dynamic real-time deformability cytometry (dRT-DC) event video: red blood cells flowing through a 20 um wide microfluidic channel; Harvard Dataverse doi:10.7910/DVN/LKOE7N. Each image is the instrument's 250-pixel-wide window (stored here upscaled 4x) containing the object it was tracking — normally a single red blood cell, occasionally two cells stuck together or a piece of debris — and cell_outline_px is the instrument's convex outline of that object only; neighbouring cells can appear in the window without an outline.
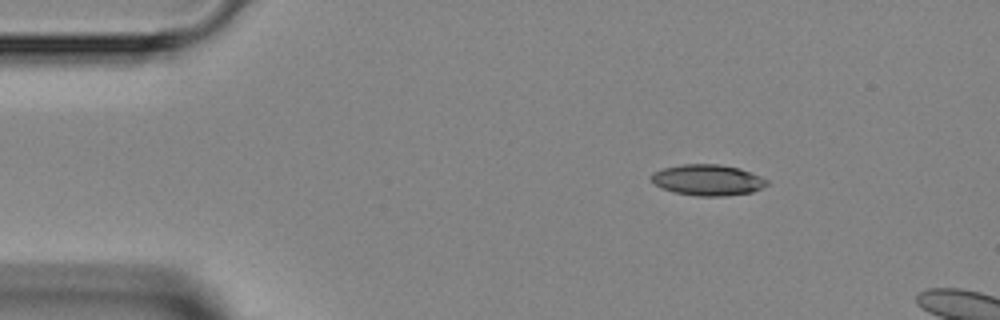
{"species": "Egyptian fruit bat (a non-hibernating species)", "species_latin": "Rousettus aegyptiacus", "temperature_condition": "room temperature", "stored_images_in_passage": 3, "camera_frame_rate_fps": 3000, "um_per_image_px": 0.085, "animal": {"sex": "female"}, "frame": {"image": 1, "passage_image": 3, "time_ms": 3.333, "image_size_px": [1000, 320], "cell_outline_px": [[768, 184], [752, 192], [724, 196], [696, 196], [676, 192], [660, 188], [652, 180], [652, 172], [664, 168], [680, 164], [716, 164], [740, 168], [760, 176], [768, 180]], "centroid_in_image_um": [60.15, 15.3], "position_along_channel_um": 24.8, "area_um2": 20.75}}